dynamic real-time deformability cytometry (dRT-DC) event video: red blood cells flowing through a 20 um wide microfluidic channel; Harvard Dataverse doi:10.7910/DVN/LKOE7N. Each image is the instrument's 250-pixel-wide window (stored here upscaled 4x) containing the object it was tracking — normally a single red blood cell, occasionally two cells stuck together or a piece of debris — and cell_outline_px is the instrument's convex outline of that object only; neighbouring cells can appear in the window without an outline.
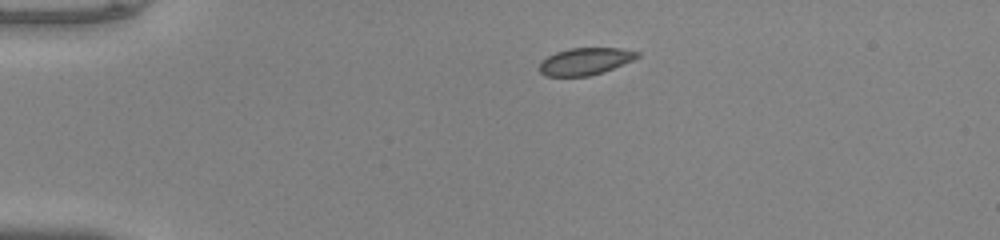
{"species": "common noctule bat (a hibernating species)", "species_latin": "Nyctalus noctula", "temperature_condition": "warm", "stored_images_in_passage": 41, "camera_frame_rate_fps": 3000, "um_per_image_px": 0.085, "animal": {"sex": "male", "body_mass_g": 20.0, "forearm_length_mm": 53.3}, "frame": {"image": 1, "passage_image": 1, "time_ms": 0.0, "image_size_px": [1000, 240], "cell_outline_px": [[640, 56], [632, 60], [612, 68], [588, 76], [544, 76], [540, 72], [540, 64], [548, 56], [556, 52], [568, 48], [620, 48], [640, 52]], "centroid_in_image_um": [49.74, 5.2], "position_along_channel_um": 35.3, "area_um2": 15.2}}
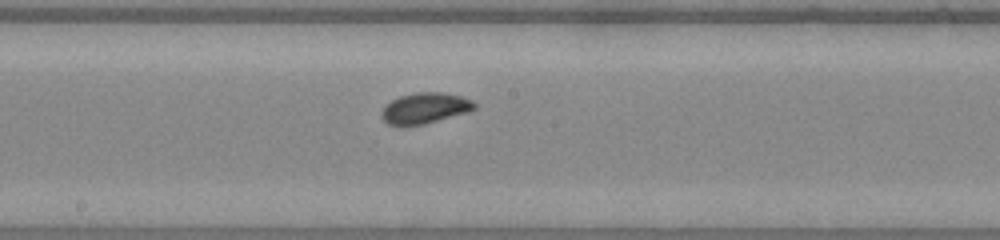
{"frame": {"image": 2, "passage_image": 18, "time_ms": 5.667, "image_size_px": [1000, 240], "cell_outline_px": [[476, 108], [468, 112], [424, 124], [388, 124], [380, 116], [380, 112], [392, 100], [400, 96], [416, 92], [440, 92], [460, 96], [472, 100], [476, 104]], "centroid_in_image_um": [36.14, 9.18], "position_along_channel_um": 212.1, "area_um2": 16.36}}
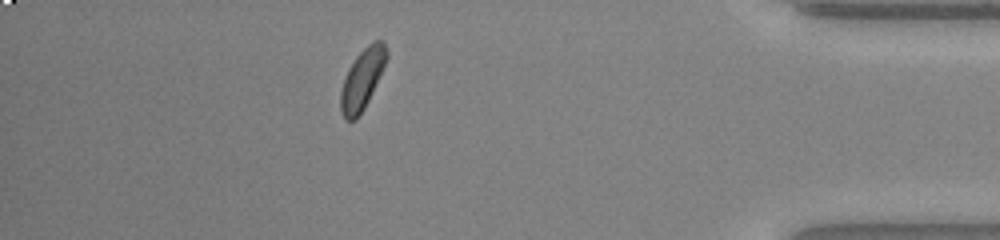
{"frame": {"image": 3, "passage_image": 35, "time_ms": 11.333, "image_size_px": [1000, 240], "cell_outline_px": [[388, 56], [368, 100], [364, 108], [356, 120], [344, 120], [340, 112], [340, 92], [344, 76], [348, 68], [356, 56], [372, 40], [384, 40], [388, 52]], "centroid_in_image_um": [30.76, 6.72], "position_along_channel_um": 404.4, "area_um2": 16.18}}